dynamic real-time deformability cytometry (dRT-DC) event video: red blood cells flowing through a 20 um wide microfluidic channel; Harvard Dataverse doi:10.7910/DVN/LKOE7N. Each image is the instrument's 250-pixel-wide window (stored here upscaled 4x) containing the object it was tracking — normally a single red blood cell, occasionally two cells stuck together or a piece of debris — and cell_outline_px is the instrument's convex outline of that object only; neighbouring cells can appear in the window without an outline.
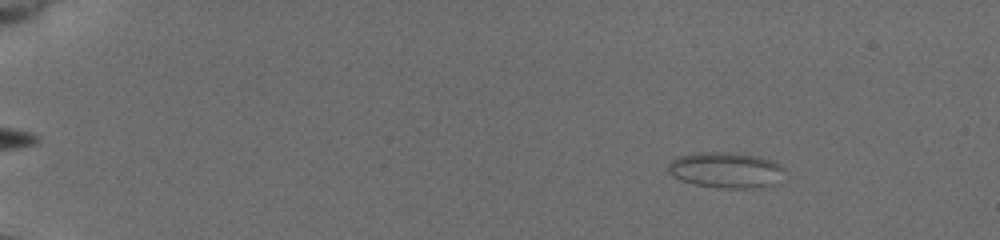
{"species": "common noctule bat (a hibernating species)", "species_latin": "Nyctalus noctula", "temperature_condition": "cold", "stored_images_in_passage": 56, "camera_frame_rate_fps": 3000, "um_per_image_px": 0.085, "animal": {"sex": "female", "body_mass_g": 19.5, "forearm_length_mm": 54.1}, "frame": {"image": 1, "passage_image": 8, "time_ms": 2.333, "image_size_px": [1000, 240], "cell_outline_px": [[780, 168], [772, 184], [744, 188], [720, 188], [696, 184], [684, 180], [676, 176], [668, 168], [668, 164], [672, 160], [680, 156], [700, 152], [728, 152], [756, 156], [780, 164]], "centroid_in_image_um": [61.6, 14.43], "position_along_channel_um": 23.4, "area_um2": 22.95}}
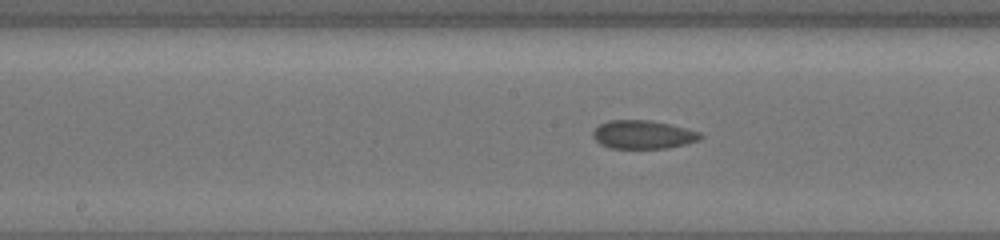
{"frame": {"image": 2, "passage_image": 31, "time_ms": 10.0, "image_size_px": [1000, 240], "cell_outline_px": [[704, 136], [700, 140], [668, 148], [608, 148], [600, 144], [592, 136], [592, 132], [600, 124], [608, 120], [652, 120], [700, 132]], "centroid_in_image_um": [54.64, 11.44], "position_along_channel_um": 193.6, "area_um2": 17.8}}
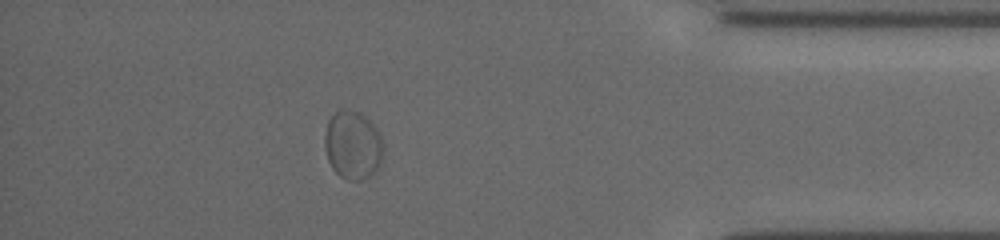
{"frame": {"image": 3, "passage_image": 50, "time_ms": 16.333, "image_size_px": [1000, 240], "cell_outline_px": [[384, 148], [380, 164], [376, 172], [360, 180], [348, 180], [340, 176], [332, 168], [328, 160], [324, 144], [324, 136], [328, 120], [340, 108], [344, 108], [356, 112], [364, 116], [376, 128], [384, 144]], "centroid_in_image_um": [29.98, 12.34], "position_along_channel_um": 405.2, "area_um2": 23.41}, "authors_computed_cell_mechanics": {"area_um2": 18.3515, "velocity_mm_per_s": 3.7991, "shape_relaxation_time_tau1_ms": 9.1645, "shape_relaxation_time_tau2_ms": null, "deformation_change_tau1": 0.1164, "deformation_change_tau2": null}}